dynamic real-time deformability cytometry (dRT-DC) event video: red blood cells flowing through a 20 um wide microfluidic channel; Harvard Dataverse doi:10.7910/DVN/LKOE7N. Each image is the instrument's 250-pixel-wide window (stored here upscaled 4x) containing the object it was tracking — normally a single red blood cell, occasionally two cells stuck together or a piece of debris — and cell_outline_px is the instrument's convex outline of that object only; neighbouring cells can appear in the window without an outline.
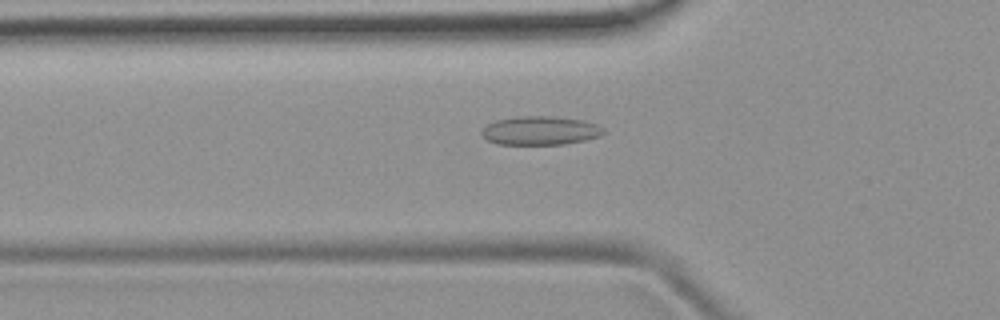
{"species": "common noctule bat (a hibernating species)", "species_latin": "Nyctalus noctula", "temperature_condition": "room temperature", "stored_images_in_passage": 49, "camera_frame_rate_fps": 3000, "um_per_image_px": 0.085, "animal": {"sex": "female", "body_mass_g": 19.9}, "frame": {"image": 1, "passage_image": 14, "time_ms": 4.333, "image_size_px": [1000, 320], "cell_outline_px": [[604, 132], [600, 136], [584, 140], [564, 144], [496, 144], [488, 140], [480, 132], [488, 124], [496, 120], [516, 116], [552, 116], [584, 120], [596, 124], [604, 128]], "centroid_in_image_um": [45.93, 11.09], "position_along_channel_um": 79.9, "area_um2": 20.35}}
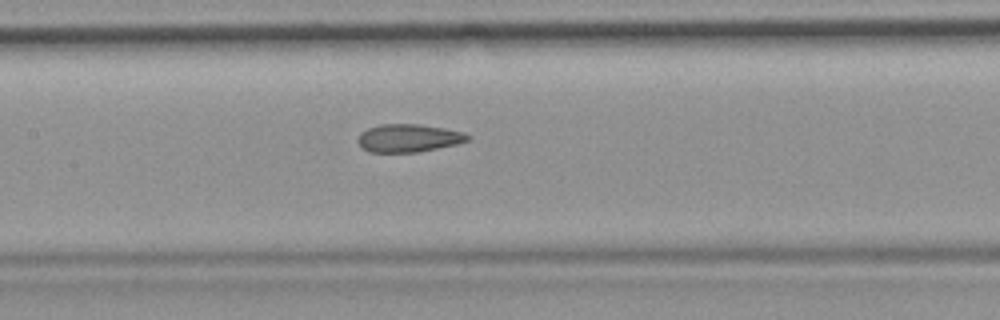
{"frame": {"image": 2, "passage_image": 21, "time_ms": 6.667, "image_size_px": [1000, 320], "cell_outline_px": [[472, 136], [468, 140], [456, 144], [416, 152], [372, 152], [364, 148], [356, 140], [368, 128], [380, 124], [420, 124], [444, 128], [464, 132]], "centroid_in_image_um": [34.76, 11.72], "position_along_channel_um": 172.6, "area_um2": 17.63}}
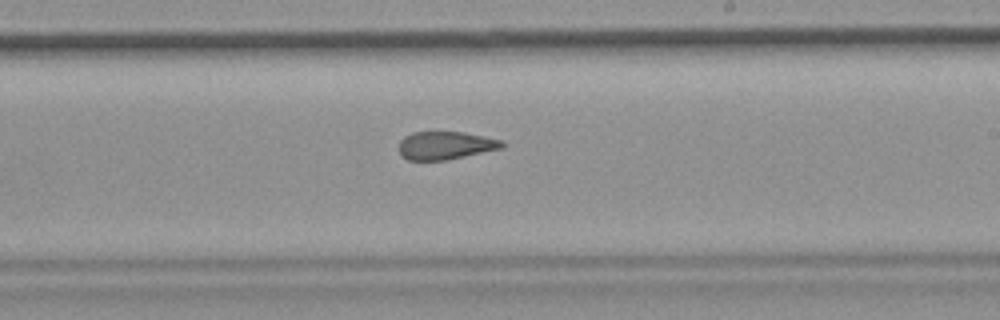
{"frame": {"image": 3, "passage_image": 27, "time_ms": 8.667, "image_size_px": [1000, 320], "cell_outline_px": [[504, 144], [500, 148], [448, 160], [408, 160], [400, 156], [400, 140], [404, 136], [412, 132], [464, 132], [504, 140]], "centroid_in_image_um": [37.84, 12.36], "position_along_channel_um": 251.2, "area_um2": 16.82}, "authors_computed_cell_mechanics": {"area_um2": 17.7446, "velocity_mm_per_s": 3.9431, "shape_relaxation_time_tau1_ms": null, "shape_relaxation_time_tau2_ms": 2.9104, "deformation_change_tau1": null, "deformation_change_tau2": 0.1057}}